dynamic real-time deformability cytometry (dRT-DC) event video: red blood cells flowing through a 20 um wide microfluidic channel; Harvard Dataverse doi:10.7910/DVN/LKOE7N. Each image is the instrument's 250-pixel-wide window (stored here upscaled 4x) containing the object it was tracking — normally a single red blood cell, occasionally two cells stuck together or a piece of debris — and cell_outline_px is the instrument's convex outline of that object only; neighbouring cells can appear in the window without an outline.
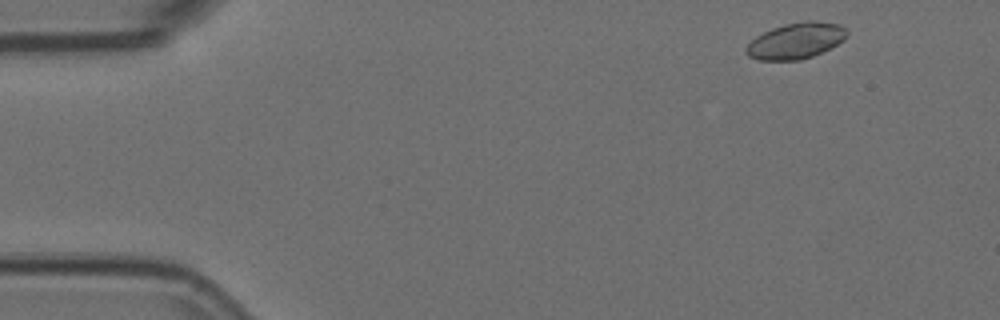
{"species": "Egyptian fruit bat (a non-hibernating species)", "species_latin": "Rousettus aegyptiacus", "temperature_condition": "room temperature", "stored_images_in_passage": 14, "camera_frame_rate_fps": 3000, "um_per_image_px": 0.085, "animal": {"sex": "female"}, "frame": {"image": 1, "passage_image": 3, "time_ms": 0.667, "image_size_px": [1000, 320], "cell_outline_px": [[848, 36], [844, 40], [812, 56], [800, 60], [756, 60], [748, 56], [744, 52], [744, 48], [756, 36], [772, 28], [784, 24], [804, 20], [812, 20], [840, 24], [848, 32]], "centroid_in_image_um": [67.62, 3.46], "position_along_channel_um": 17.4, "area_um2": 21.21}}
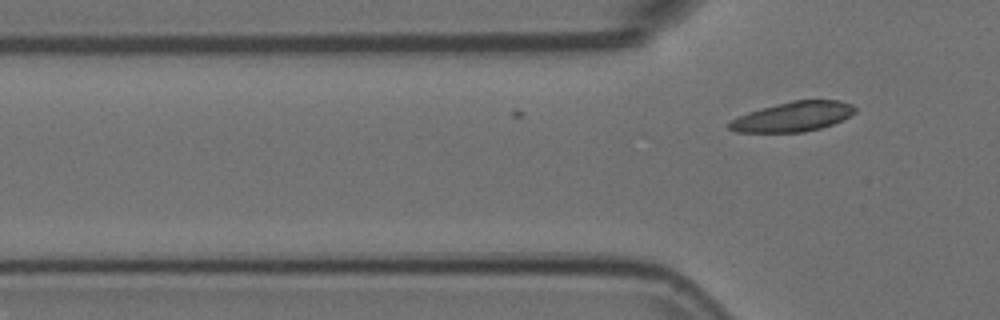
{"frame": {"image": 2, "passage_image": 14, "time_ms": 4.333, "image_size_px": [1000, 320], "cell_outline_px": [[856, 112], [832, 124], [820, 128], [804, 132], [736, 132], [728, 128], [728, 124], [732, 120], [748, 112], [792, 100], [840, 100], [852, 104], [856, 108]], "centroid_in_image_um": [67.42, 9.91], "position_along_channel_um": 58.4, "area_um2": 21.56}}